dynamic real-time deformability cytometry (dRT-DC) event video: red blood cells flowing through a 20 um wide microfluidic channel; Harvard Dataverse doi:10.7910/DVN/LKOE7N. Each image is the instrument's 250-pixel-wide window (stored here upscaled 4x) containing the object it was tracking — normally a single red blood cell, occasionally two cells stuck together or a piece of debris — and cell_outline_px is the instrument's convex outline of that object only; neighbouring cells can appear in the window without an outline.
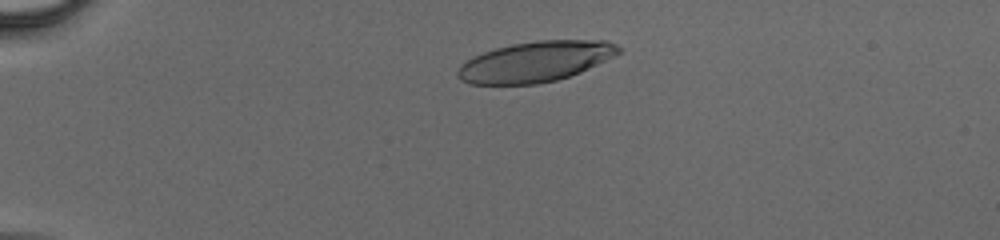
{"species": "human", "species_latin": "Homo sapiens", "temperature_condition": "cold", "stored_images_in_passage": 38, "camera_frame_rate_fps": 3000, "um_per_image_px": 0.085, "donor": {"sex": "male"}, "frame": {"image": 1, "passage_image": 3, "time_ms": 0.667, "image_size_px": [1000, 240], "cell_outline_px": [[624, 48], [620, 52], [580, 72], [556, 80], [536, 84], [468, 84], [460, 80], [456, 76], [456, 72], [460, 64], [484, 52], [496, 48], [512, 44], [540, 40], [608, 40]], "centroid_in_image_um": [45.5, 5.24], "position_along_channel_um": 39.5, "area_um2": 37.74}}
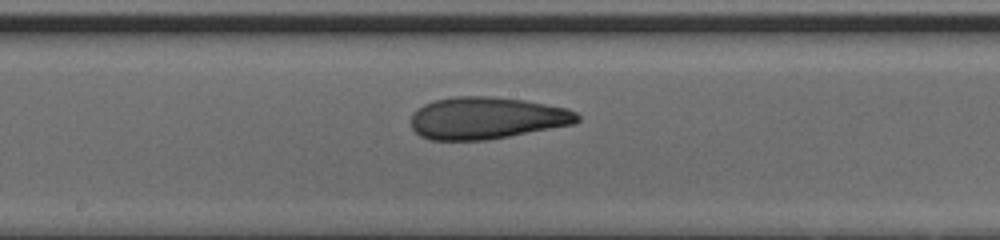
{"frame": {"image": 2, "passage_image": 18, "time_ms": 5.667, "image_size_px": [1000, 240], "cell_outline_px": [[580, 120], [576, 124], [508, 136], [484, 140], [428, 140], [420, 136], [412, 128], [412, 112], [416, 108], [432, 100], [456, 96], [492, 96], [524, 100], [568, 108], [576, 112], [580, 116]], "centroid_in_image_um": [41.36, 10.03], "position_along_channel_um": 206.8, "area_um2": 41.04}}
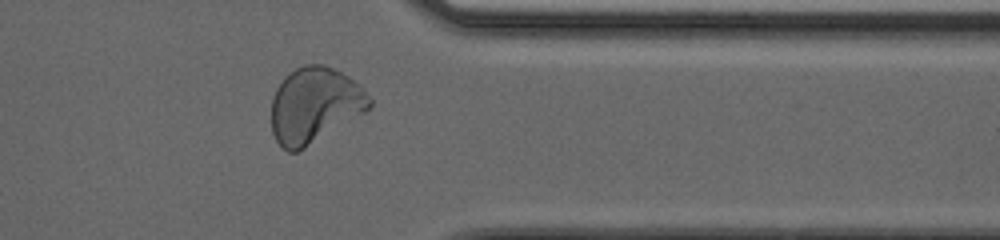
{"frame": {"image": 3, "passage_image": 30, "time_ms": 9.667, "image_size_px": [1000, 240], "cell_outline_px": [[372, 108], [304, 148], [296, 152], [288, 152], [276, 140], [272, 132], [272, 96], [276, 88], [284, 76], [296, 68], [304, 64], [324, 64], [348, 76], [364, 88], [372, 100]], "centroid_in_image_um": [26.75, 8.92], "position_along_channel_um": 384.7, "area_um2": 43.18}}